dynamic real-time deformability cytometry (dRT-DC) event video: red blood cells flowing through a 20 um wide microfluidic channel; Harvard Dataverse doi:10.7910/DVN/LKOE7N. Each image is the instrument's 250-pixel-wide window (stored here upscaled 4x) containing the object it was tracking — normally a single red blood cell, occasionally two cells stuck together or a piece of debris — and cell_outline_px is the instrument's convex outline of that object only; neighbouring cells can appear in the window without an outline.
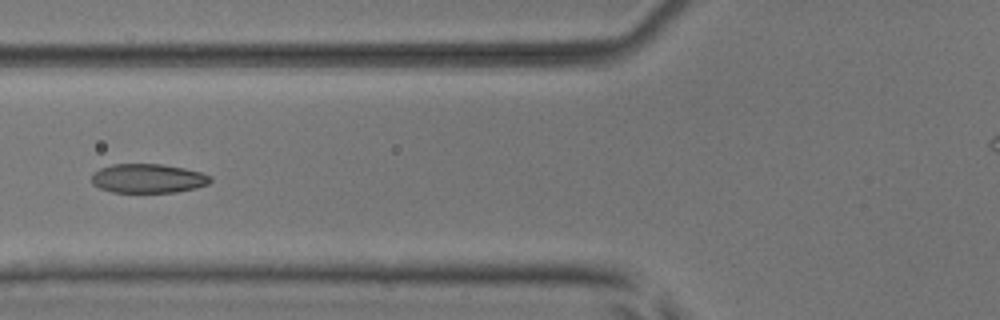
{"species": "common noctule bat (a hibernating species)", "species_latin": "Nyctalus noctula", "temperature_condition": "room temperature", "stored_images_in_passage": 8, "camera_frame_rate_fps": 3000, "um_per_image_px": 0.085, "animal": {"sex": "male", "body_mass_g": 17.9, "forearm_length_mm": 54.2}, "frame": {"image": 1, "passage_image": 7, "time_ms": 7.0, "image_size_px": [1000, 320], "cell_outline_px": [[212, 180], [208, 184], [196, 188], [176, 192], [112, 192], [100, 188], [92, 184], [92, 172], [100, 168], [112, 164], [160, 164], [184, 168], [200, 172], [212, 176]], "centroid_in_image_um": [12.58, 15.16], "position_along_channel_um": 113.2, "area_um2": 20.23}}
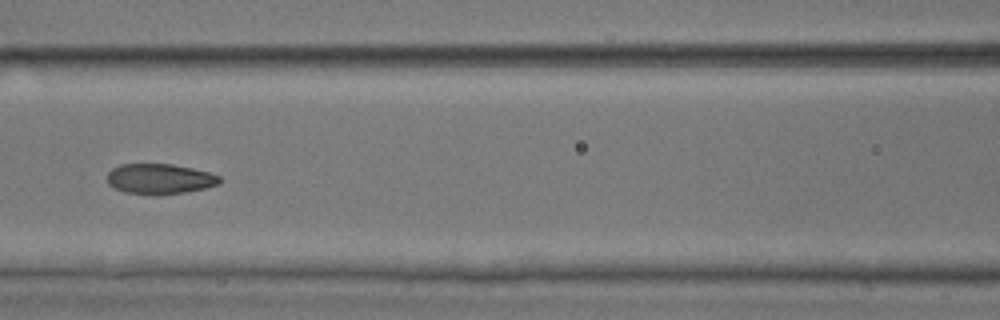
{"frame": {"image": 2, "passage_image": 8, "time_ms": 8.0, "image_size_px": [1000, 320], "cell_outline_px": [[220, 184], [204, 188], [184, 192], [124, 192], [108, 184], [108, 172], [112, 168], [120, 164], [172, 164], [192, 168], [208, 172], [220, 176]], "centroid_in_image_um": [13.58, 15.16], "position_along_channel_um": 153.0, "area_um2": 19.07}}